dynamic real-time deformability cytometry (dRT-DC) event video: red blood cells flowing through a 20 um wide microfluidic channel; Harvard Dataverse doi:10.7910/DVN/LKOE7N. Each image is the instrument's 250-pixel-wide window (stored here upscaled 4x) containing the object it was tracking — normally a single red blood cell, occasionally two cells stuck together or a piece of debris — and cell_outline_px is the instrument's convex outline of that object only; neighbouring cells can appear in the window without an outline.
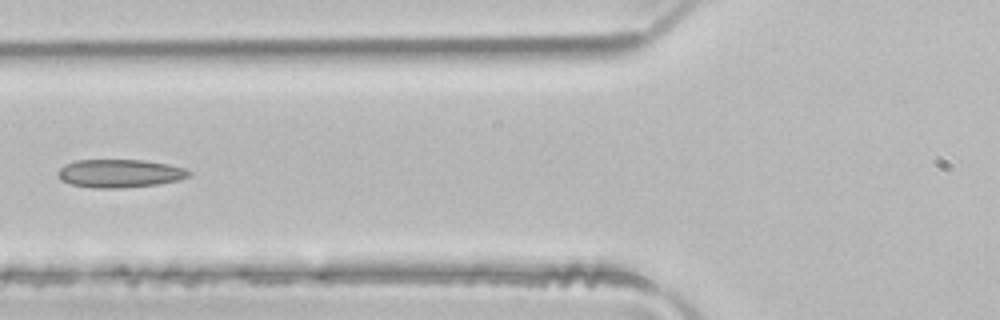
{"species": "common noctule bat (a hibernating species)", "species_latin": "Nyctalus noctula", "temperature_condition": "room temperature", "stored_images_in_passage": 4, "camera_frame_rate_fps": 3000, "um_per_image_px": 0.085, "animal": {"sex": "male", "body_mass_g": 21.5, "forearm_length_mm": 52.0}, "frame": {"image": 1, "passage_image": 4, "time_ms": 1.0, "image_size_px": [1000, 320], "cell_outline_px": [[192, 172], [188, 176], [176, 180], [156, 184], [120, 188], [92, 188], [72, 184], [60, 180], [56, 172], [64, 164], [76, 160], [144, 160], [168, 164], [184, 168]], "centroid_in_image_um": [10.12, 14.73], "position_along_channel_um": 115.7, "area_um2": 21.44}}